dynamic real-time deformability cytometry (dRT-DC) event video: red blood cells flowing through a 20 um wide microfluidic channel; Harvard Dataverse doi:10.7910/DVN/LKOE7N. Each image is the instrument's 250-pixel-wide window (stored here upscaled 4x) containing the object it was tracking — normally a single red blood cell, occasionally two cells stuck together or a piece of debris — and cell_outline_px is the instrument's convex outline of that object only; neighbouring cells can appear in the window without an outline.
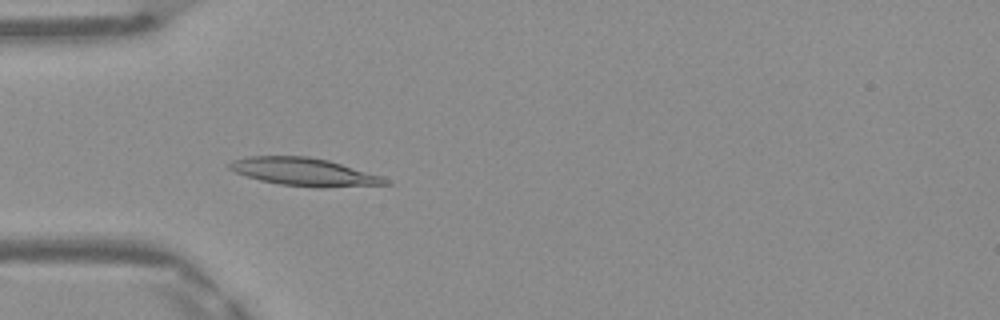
{"species": "Egyptian fruit bat (a non-hibernating species)", "species_latin": "Rousettus aegyptiacus", "temperature_condition": "warm", "stored_images_in_passage": 40, "camera_frame_rate_fps": 3000, "um_per_image_px": 0.085, "frame": {"image": 1, "passage_image": 6, "time_ms": 1.667, "image_size_px": [1000, 320], "cell_outline_px": [[392, 184], [320, 188], [316, 188], [280, 184], [260, 180], [236, 172], [228, 168], [228, 164], [232, 160], [248, 156], [308, 156], [328, 160], [384, 176]], "centroid_in_image_um": [25.89, 14.61], "position_along_channel_um": 59.1, "area_um2": 25.43}}
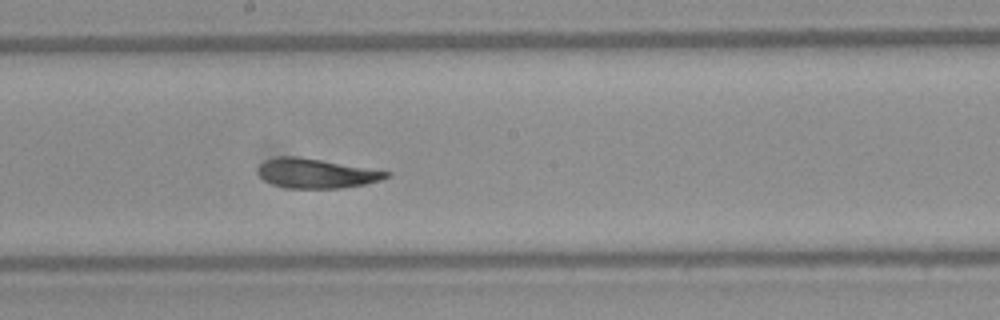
{"frame": {"image": 2, "passage_image": 18, "time_ms": 5.667, "image_size_px": [1000, 320], "cell_outline_px": [[392, 172], [388, 176], [380, 180], [364, 184], [340, 188], [288, 188], [272, 184], [264, 180], [256, 172], [256, 168], [264, 160], [280, 156], [296, 156]], "centroid_in_image_um": [26.81, 14.73], "position_along_channel_um": 221.4, "area_um2": 21.91}}
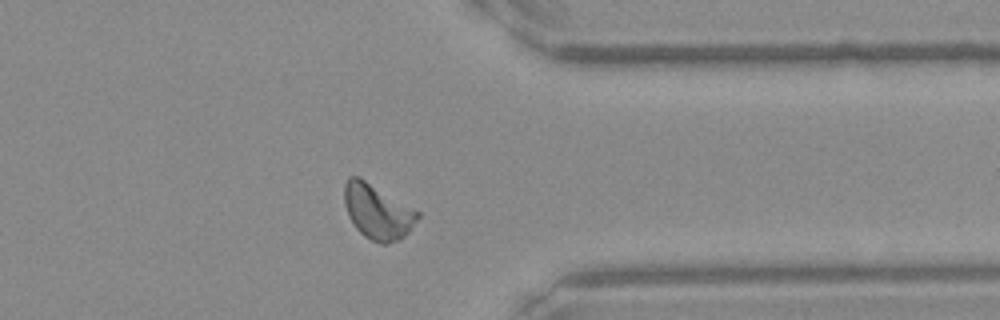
{"frame": {"image": 3, "passage_image": 30, "time_ms": 9.667, "image_size_px": [1000, 320], "cell_outline_px": [[420, 216], [408, 232], [400, 240], [384, 244], [380, 244], [364, 236], [356, 228], [348, 216], [344, 204], [344, 184], [348, 176], [360, 176], [420, 212]], "centroid_in_image_um": [32.07, 17.97], "position_along_channel_um": 379.3, "area_um2": 23.58}, "authors_computed_cell_mechanics": {"area_um2": 22.3686, "velocity_mm_per_s": 4.1321, "shape_relaxation_time_tau1_ms": 6.1184, "shape_relaxation_time_tau2_ms": 3.3576, "deformation_change_tau1": 0.1872, "deformation_change_tau2": 0.0781}}